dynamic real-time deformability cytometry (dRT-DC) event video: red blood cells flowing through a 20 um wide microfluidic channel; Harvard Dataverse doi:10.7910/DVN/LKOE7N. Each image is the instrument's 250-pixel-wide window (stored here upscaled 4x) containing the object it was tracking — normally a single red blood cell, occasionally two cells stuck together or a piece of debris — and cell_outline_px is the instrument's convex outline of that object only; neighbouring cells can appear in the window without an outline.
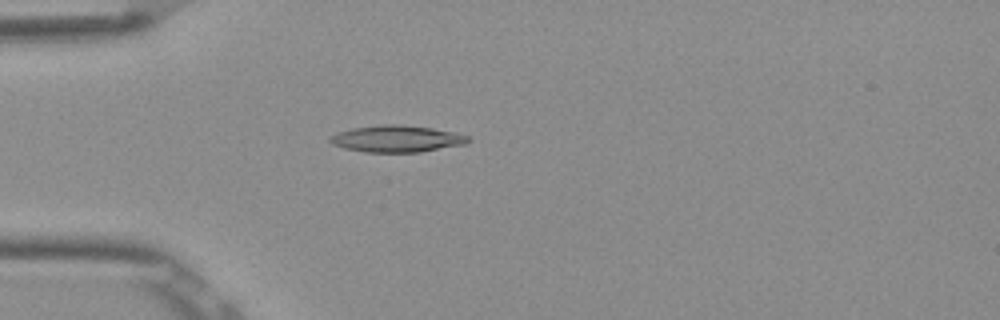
{"species": "Egyptian fruit bat (a non-hibernating species)", "species_latin": "Rousettus aegyptiacus", "temperature_condition": "room temperature", "stored_images_in_passage": 4, "camera_frame_rate_fps": 3000, "um_per_image_px": 0.085, "frame": {"image": 1, "passage_image": 4, "time_ms": 1.0, "image_size_px": [1000, 320], "cell_outline_px": [[472, 140], [464, 144], [420, 152], [364, 152], [344, 148], [332, 144], [328, 140], [328, 136], [352, 128], [380, 124], [392, 124], [432, 128], [456, 132], [468, 136]], "centroid_in_image_um": [33.71, 11.79], "position_along_channel_um": 51.3, "area_um2": 21.5}}